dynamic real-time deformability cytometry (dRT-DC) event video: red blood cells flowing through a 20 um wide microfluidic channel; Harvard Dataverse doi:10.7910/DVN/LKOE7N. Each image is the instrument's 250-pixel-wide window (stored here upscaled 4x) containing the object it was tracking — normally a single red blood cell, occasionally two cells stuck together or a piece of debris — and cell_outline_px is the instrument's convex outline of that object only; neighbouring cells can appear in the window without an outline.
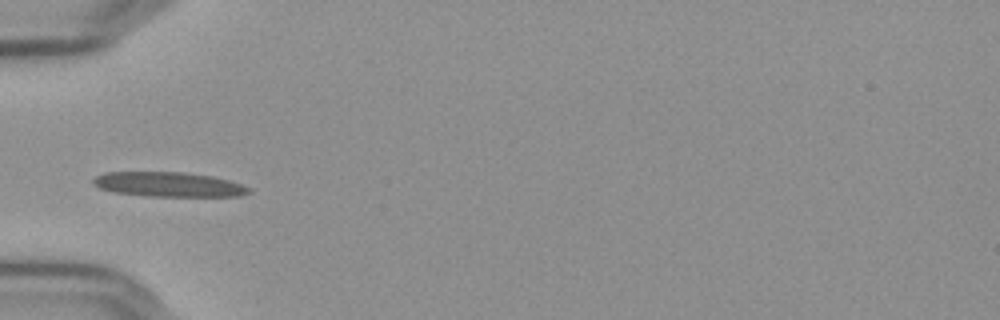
{"species": "Egyptian fruit bat (a non-hibernating species)", "species_latin": "Rousettus aegyptiacus", "temperature_condition": "cold", "stored_images_in_passage": 38, "camera_frame_rate_fps": 3000, "um_per_image_px": 0.085, "frame": {"image": 1, "passage_image": 1, "time_ms": 0.0, "image_size_px": [1000, 320], "cell_outline_px": [[252, 192], [240, 196], [144, 196], [112, 192], [100, 188], [92, 184], [92, 180], [96, 176], [108, 172], [184, 172], [212, 176], [228, 180], [252, 188]], "centroid_in_image_um": [14.33, 15.68], "position_along_channel_um": 70.7, "area_um2": 22.48}}
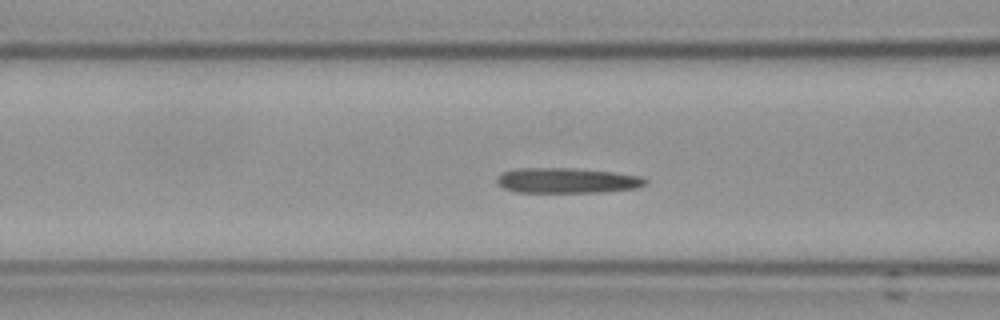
{"frame": {"image": 2, "passage_image": 5, "time_ms": 1.333, "image_size_px": [1000, 320], "cell_outline_px": [[648, 184], [636, 188], [604, 192], [516, 192], [504, 188], [496, 184], [496, 176], [504, 172], [520, 168], [572, 168], [612, 172], [640, 176], [648, 180]], "centroid_in_image_um": [48.19, 15.35], "position_along_channel_um": 118.4, "area_um2": 21.91}}
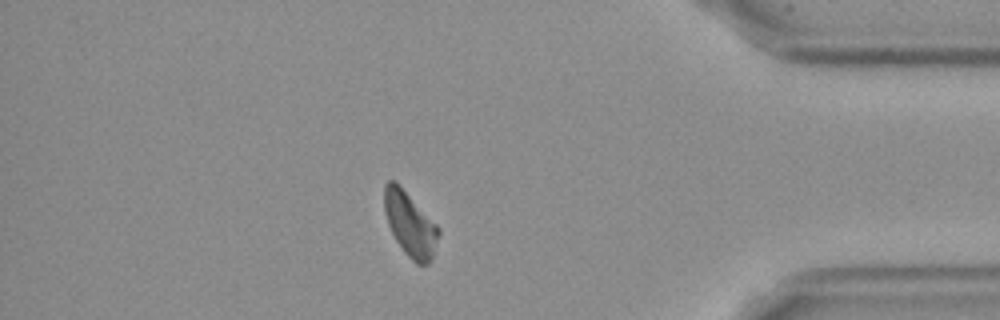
{"frame": {"image": 3, "passage_image": 31, "time_ms": 10.0, "image_size_px": [1000, 320], "cell_outline_px": [[440, 232], [432, 260], [428, 264], [416, 264], [404, 252], [396, 240], [388, 224], [384, 212], [384, 184], [388, 180], [396, 180], [400, 184], [440, 228]], "centroid_in_image_um": [34.85, 19.03], "position_along_channel_um": 400.3, "area_um2": 20.52}, "authors_computed_cell_mechanics": {"area_um2": 21.4438, "velocity_mm_per_s": 3.6046, "shape_relaxation_time_tau1_ms": 9.6026, "shape_relaxation_time_tau2_ms": 3.8712, "deformation_change_tau1": 0.1993, "deformation_change_tau2": 0.107}}